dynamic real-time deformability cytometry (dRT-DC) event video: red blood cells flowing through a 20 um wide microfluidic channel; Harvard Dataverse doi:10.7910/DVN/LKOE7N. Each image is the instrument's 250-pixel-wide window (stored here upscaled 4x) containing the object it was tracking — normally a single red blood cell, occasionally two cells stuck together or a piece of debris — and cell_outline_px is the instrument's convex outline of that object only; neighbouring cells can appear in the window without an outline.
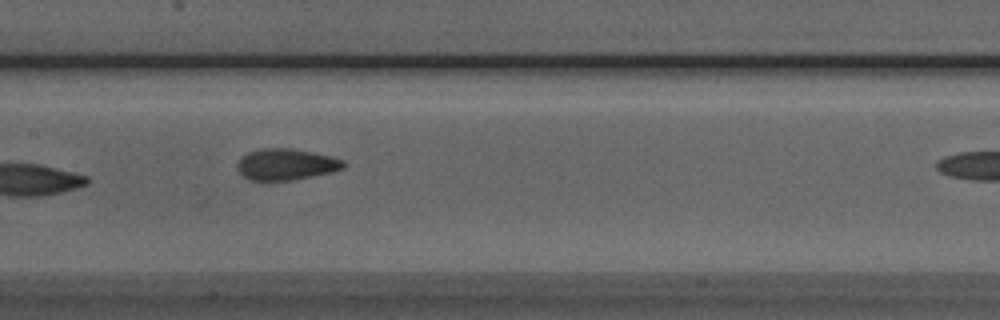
{"species": "Egyptian fruit bat (a non-hibernating species)", "species_latin": "Rousettus aegyptiacus", "temperature_condition": "room temperature", "stored_images_in_passage": 9, "camera_frame_rate_fps": 3000, "um_per_image_px": 0.085, "animal": {"sex": "male"}, "frame": {"image": 1, "passage_image": 7, "time_ms": 7.0, "image_size_px": [1000, 320], "cell_outline_px": [[348, 164], [344, 168], [332, 172], [292, 180], [248, 180], [236, 168], [236, 164], [240, 156], [248, 152], [260, 148], [292, 148], [332, 156], [344, 160]], "centroid_in_image_um": [24.32, 13.96], "position_along_channel_um": 183.1, "area_um2": 19.65}}
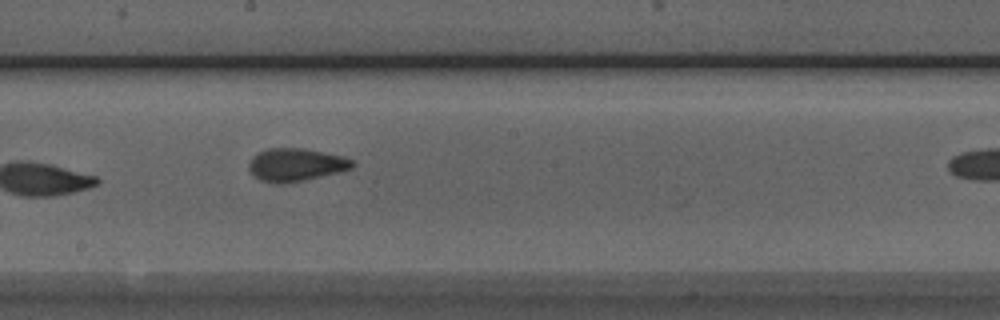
{"frame": {"image": 2, "passage_image": 8, "time_ms": 8.0, "image_size_px": [1000, 320], "cell_outline_px": [[356, 164], [352, 168], [340, 172], [304, 180], [276, 184], [260, 180], [252, 176], [248, 168], [248, 164], [252, 156], [256, 152], [268, 148], [304, 148], [344, 156], [352, 160]], "centroid_in_image_um": [25.12, 14.0], "position_along_channel_um": 223.1, "area_um2": 20.11}}